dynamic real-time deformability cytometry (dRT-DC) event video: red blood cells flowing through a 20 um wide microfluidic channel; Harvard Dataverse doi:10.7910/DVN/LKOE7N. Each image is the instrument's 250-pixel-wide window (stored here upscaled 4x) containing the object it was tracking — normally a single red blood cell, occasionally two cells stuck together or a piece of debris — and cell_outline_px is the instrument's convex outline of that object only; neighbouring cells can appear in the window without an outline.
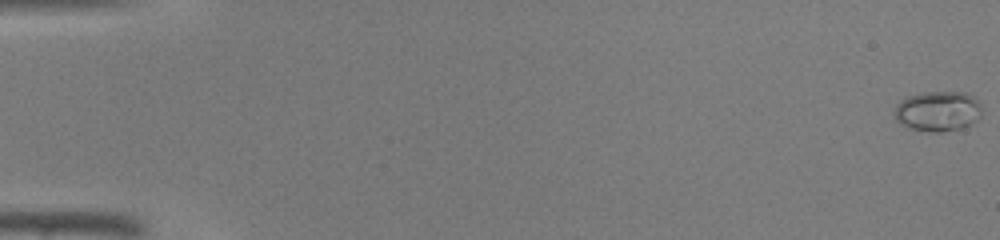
{"species": "common noctule bat (a hibernating species)", "species_latin": "Nyctalus noctula", "temperature_condition": "warm", "stored_images_in_passage": 46, "camera_frame_rate_fps": 3000, "um_per_image_px": 0.085, "animal": {"sex": "male", "body_mass_g": 19.0, "forearm_length_mm": 50.8}, "frame": {"image": 1, "passage_image": 1, "time_ms": 0.0, "image_size_px": [1000, 240], "cell_outline_px": [[980, 116], [976, 120], [960, 128], [944, 132], [932, 132], [912, 128], [896, 120], [896, 104], [900, 100], [908, 96], [924, 92], [964, 92], [972, 96], [976, 100], [980, 108]], "centroid_in_image_um": [79.71, 9.44], "position_along_channel_um": 5.3, "area_um2": 20.0}}
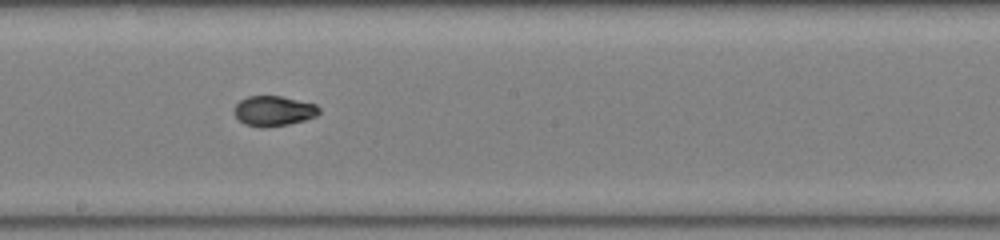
{"frame": {"image": 2, "passage_image": 27, "time_ms": 8.667, "image_size_px": [1000, 240], "cell_outline_px": [[320, 112], [316, 116], [304, 120], [288, 124], [260, 128], [244, 124], [236, 116], [236, 104], [240, 100], [248, 96], [280, 96], [316, 104], [320, 108]], "centroid_in_image_um": [23.28, 9.43], "position_along_channel_um": 224.9, "area_um2": 14.74}}
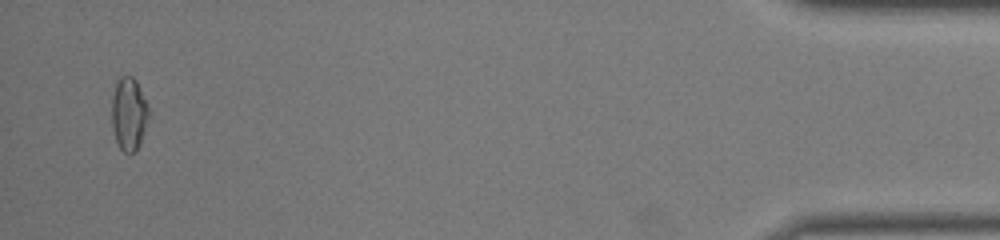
{"frame": {"image": 3, "passage_image": 45, "time_ms": 14.667, "image_size_px": [1000, 240], "cell_outline_px": [[148, 116], [140, 144], [132, 152], [124, 152], [120, 148], [116, 140], [112, 128], [112, 96], [116, 80], [120, 76], [132, 76], [136, 80], [148, 108]], "centroid_in_image_um": [10.92, 9.65], "position_along_channel_um": 424.3, "area_um2": 15.43}}